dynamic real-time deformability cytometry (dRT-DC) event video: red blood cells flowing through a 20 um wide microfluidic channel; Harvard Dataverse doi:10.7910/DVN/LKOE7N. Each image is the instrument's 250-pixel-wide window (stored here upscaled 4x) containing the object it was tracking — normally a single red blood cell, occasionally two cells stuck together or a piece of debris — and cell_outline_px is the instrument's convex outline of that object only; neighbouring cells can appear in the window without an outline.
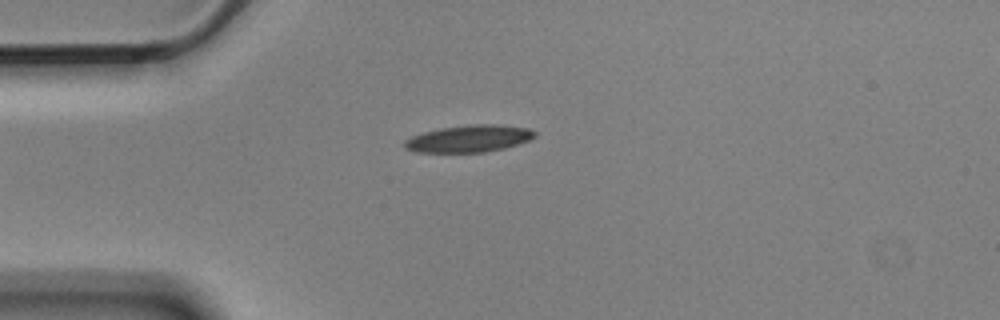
{"species": "Egyptian fruit bat (a non-hibernating species)", "species_latin": "Rousettus aegyptiacus", "temperature_condition": "cold", "stored_images_in_passage": 5, "camera_frame_rate_fps": 3000, "um_per_image_px": 0.085, "animal": {"sex": "male"}, "frame": {"image": 1, "passage_image": 5, "time_ms": 1.333, "image_size_px": [1000, 320], "cell_outline_px": [[536, 136], [528, 140], [504, 148], [484, 152], [416, 152], [404, 148], [404, 140], [412, 136], [424, 132], [440, 128], [468, 124], [496, 124], [528, 128], [536, 132]], "centroid_in_image_um": [39.84, 11.77], "position_along_channel_um": 45.2, "area_um2": 20.46}}